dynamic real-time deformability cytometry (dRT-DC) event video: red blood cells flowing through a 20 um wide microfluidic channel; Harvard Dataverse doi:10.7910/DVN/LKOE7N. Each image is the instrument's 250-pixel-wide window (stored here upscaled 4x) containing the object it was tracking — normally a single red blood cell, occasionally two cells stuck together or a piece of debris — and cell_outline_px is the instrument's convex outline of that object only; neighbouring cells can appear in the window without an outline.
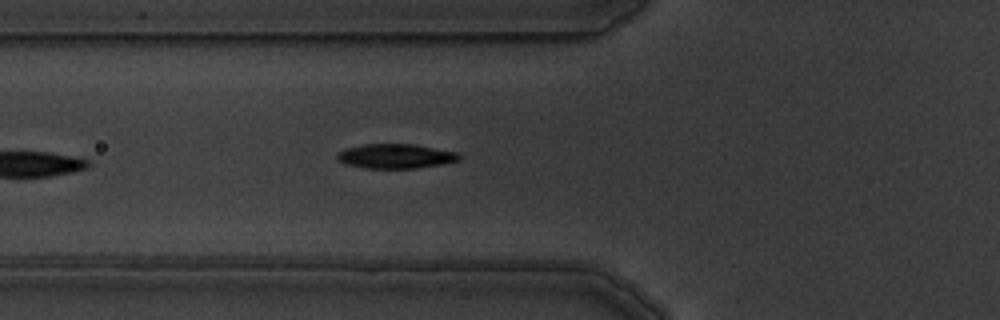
{"species": "common noctule bat (a hibernating species)", "species_latin": "Nyctalus noctula", "temperature_condition": "warm", "stored_images_in_passage": 7, "camera_frame_rate_fps": 3000, "um_per_image_px": 0.085, "animal": {"sex": "male", "body_mass_g": 19.5, "forearm_length_mm": 54.6}, "frame": {"image": 1, "passage_image": 7, "time_ms": 7.0, "image_size_px": [1000, 320], "cell_outline_px": [[460, 160], [440, 164], [416, 168], [364, 168], [348, 164], [340, 160], [336, 156], [344, 148], [364, 144], [412, 144], [460, 152]], "centroid_in_image_um": [33.66, 13.26], "position_along_channel_um": 92.1, "area_um2": 17.28}}